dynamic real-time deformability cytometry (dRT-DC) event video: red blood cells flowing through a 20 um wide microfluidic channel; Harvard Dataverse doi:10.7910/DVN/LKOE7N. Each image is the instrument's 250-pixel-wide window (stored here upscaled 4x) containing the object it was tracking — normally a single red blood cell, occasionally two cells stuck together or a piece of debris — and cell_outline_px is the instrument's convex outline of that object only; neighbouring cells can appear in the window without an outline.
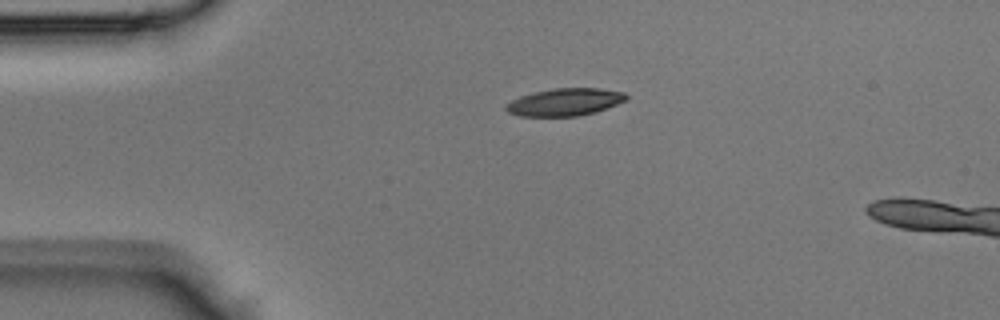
{"species": "Egyptian fruit bat (a non-hibernating species)", "species_latin": "Rousettus aegyptiacus", "temperature_condition": "room temperature", "stored_images_in_passage": 5, "camera_frame_rate_fps": 3000, "um_per_image_px": 0.085, "animal": {"sex": "male"}, "frame": {"image": 1, "passage_image": 1, "time_ms": 0.0, "image_size_px": [1000, 320], "cell_outline_px": [[628, 100], [596, 112], [580, 116], [520, 116], [508, 112], [504, 108], [512, 100], [520, 96], [536, 92], [556, 88], [600, 88], [624, 92], [628, 96]], "centroid_in_image_um": [48.06, 8.68], "position_along_channel_um": 36.9, "area_um2": 19.19}}